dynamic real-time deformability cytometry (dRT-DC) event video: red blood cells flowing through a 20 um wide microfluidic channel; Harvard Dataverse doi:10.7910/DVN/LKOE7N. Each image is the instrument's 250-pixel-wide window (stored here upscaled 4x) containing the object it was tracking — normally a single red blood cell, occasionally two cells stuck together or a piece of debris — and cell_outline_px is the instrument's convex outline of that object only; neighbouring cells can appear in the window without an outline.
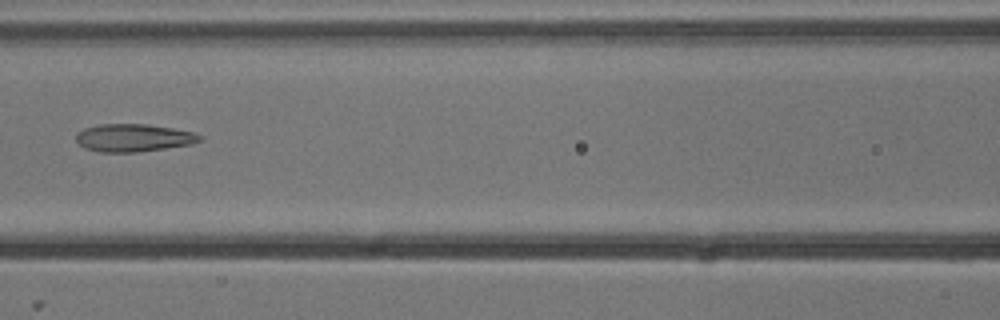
{"species": "common noctule bat (a hibernating species)", "species_latin": "Nyctalus noctula", "temperature_condition": "cold", "stored_images_in_passage": 5, "camera_frame_rate_fps": 3000, "um_per_image_px": 0.085, "animal": {"sex": "male", "body_mass_g": 13.3}, "frame": {"image": 1, "passage_image": 5, "time_ms": 1.333, "image_size_px": [1000, 320], "cell_outline_px": [[200, 140], [192, 144], [136, 152], [100, 152], [84, 148], [76, 140], [76, 132], [84, 128], [100, 124], [148, 124], [172, 128], [192, 132], [200, 136]], "centroid_in_image_um": [11.29, 11.71], "position_along_channel_um": 155.3, "area_um2": 19.83}}